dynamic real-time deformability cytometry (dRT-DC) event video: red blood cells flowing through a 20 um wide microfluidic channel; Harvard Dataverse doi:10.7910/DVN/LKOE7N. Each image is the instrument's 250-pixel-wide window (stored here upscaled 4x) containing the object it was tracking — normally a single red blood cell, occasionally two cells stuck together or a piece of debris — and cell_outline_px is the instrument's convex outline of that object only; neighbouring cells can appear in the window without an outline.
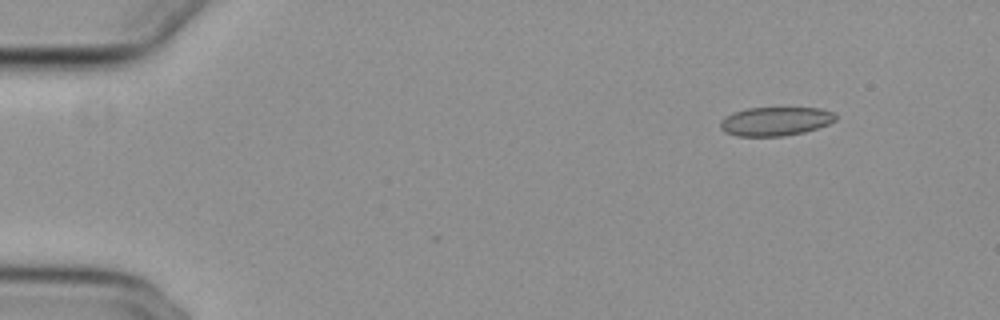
{"species": "common noctule bat (a hibernating species)", "species_latin": "Nyctalus noctula", "temperature_condition": "cold", "stored_images_in_passage": 4, "camera_frame_rate_fps": 3000, "um_per_image_px": 0.085, "animal": {"sex": "female", "body_mass_g": 29.2, "forearm_length_mm": 56.3}, "frame": {"image": 1, "passage_image": 1, "time_ms": 0.0, "image_size_px": [1000, 320], "cell_outline_px": [[836, 120], [828, 124], [804, 132], [784, 136], [736, 136], [724, 132], [720, 128], [720, 120], [724, 116], [732, 112], [748, 108], [820, 108], [832, 112], [836, 116]], "centroid_in_image_um": [65.86, 10.31], "position_along_channel_um": 19.1, "area_um2": 19.42}}